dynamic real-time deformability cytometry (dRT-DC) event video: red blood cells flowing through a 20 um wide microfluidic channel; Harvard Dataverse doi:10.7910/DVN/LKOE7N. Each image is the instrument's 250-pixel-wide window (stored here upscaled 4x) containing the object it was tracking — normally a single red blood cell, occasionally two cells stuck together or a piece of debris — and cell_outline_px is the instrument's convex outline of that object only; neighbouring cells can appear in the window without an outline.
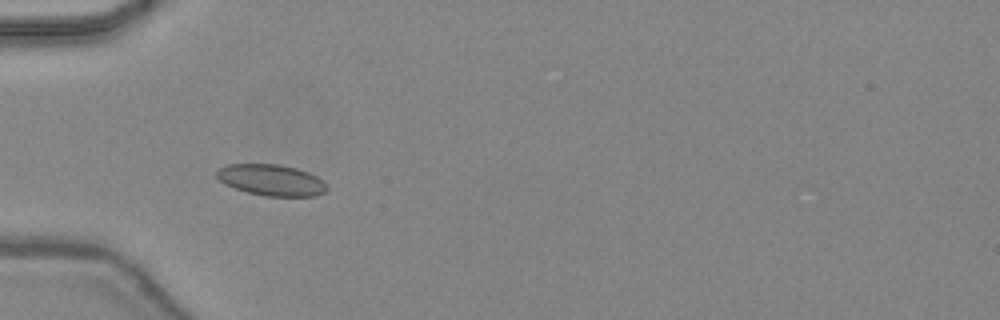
{"species": "common noctule bat (a hibernating species)", "species_latin": "Nyctalus noctula", "temperature_condition": "warm", "stored_images_in_passage": 9, "camera_frame_rate_fps": 3000, "um_per_image_px": 0.085, "animal": {"sex": "female", "body_mass_g": 24.6, "forearm_length_mm": 56.2}, "frame": {"image": 1, "passage_image": 3, "time_ms": 0.667, "image_size_px": [1000, 320], "cell_outline_px": [[328, 188], [324, 192], [316, 196], [264, 196], [248, 192], [224, 184], [216, 176], [216, 172], [220, 168], [228, 164], [280, 164], [296, 168], [308, 172], [316, 176]], "centroid_in_image_um": [23.05, 15.3], "position_along_channel_um": 62.0, "area_um2": 19.88}}
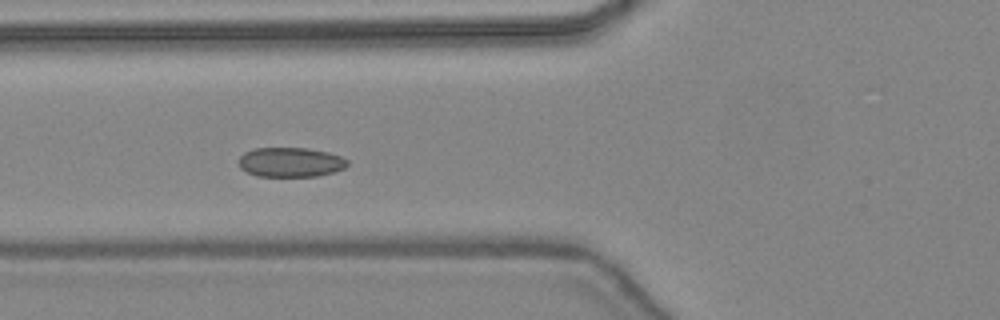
{"frame": {"image": 2, "passage_image": 6, "time_ms": 1.667, "image_size_px": [1000, 320], "cell_outline_px": [[348, 164], [344, 168], [332, 172], [316, 176], [256, 176], [240, 168], [240, 156], [244, 152], [252, 148], [308, 148], [328, 152], [340, 156], [348, 160]], "centroid_in_image_um": [24.69, 13.78], "position_along_channel_um": 101.1, "area_um2": 18.67}}